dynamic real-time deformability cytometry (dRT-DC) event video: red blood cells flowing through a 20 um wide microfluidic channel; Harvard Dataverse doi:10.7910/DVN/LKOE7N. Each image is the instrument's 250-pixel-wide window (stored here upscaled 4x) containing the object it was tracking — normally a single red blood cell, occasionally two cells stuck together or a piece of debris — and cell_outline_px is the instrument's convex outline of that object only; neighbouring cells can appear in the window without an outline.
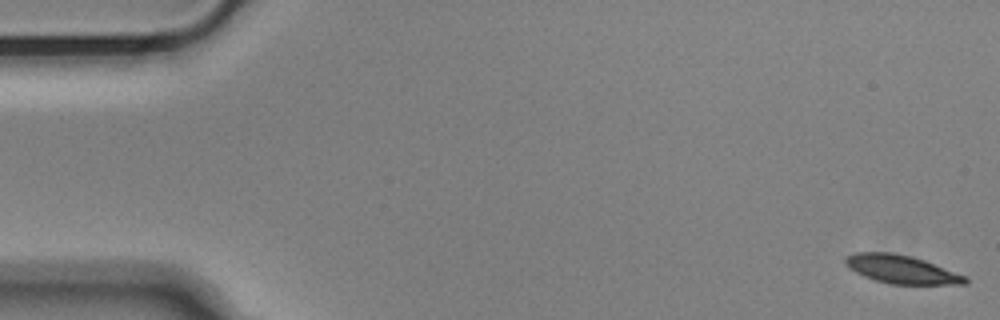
{"species": "Egyptian fruit bat (a non-hibernating species)", "species_latin": "Rousettus aegyptiacus", "temperature_condition": "cold", "stored_images_in_passage": 56, "segment_of_instrument_passage": [1, 2], "camera_frame_rate_fps": 3000, "um_per_image_px": 0.085, "animal": {"sex": "male"}, "frame": {"image": 1, "passage_image": 1, "time_ms": 0.0, "image_size_px": [1000, 320], "cell_outline_px": [[968, 284], [888, 284], [864, 276], [848, 268], [844, 264], [844, 260], [848, 256], [856, 252], [892, 252], [924, 260], [968, 276]], "centroid_in_image_um": [76.64, 22.9], "position_along_channel_um": 8.4, "area_um2": 19.77}}
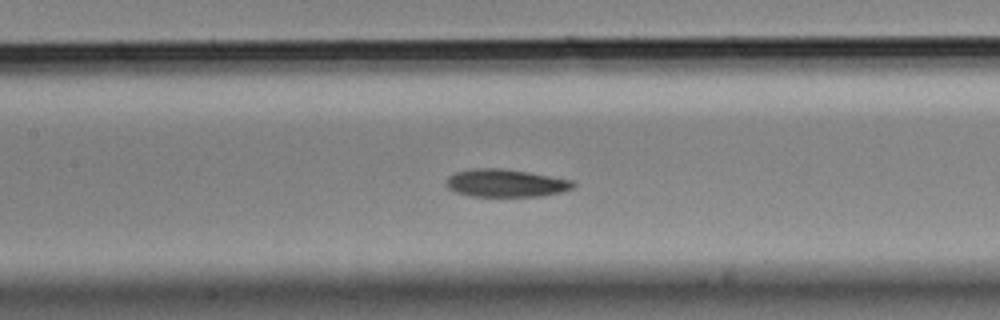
{"frame": {"image": 2, "passage_image": 25, "time_ms": 8.0, "image_size_px": [1000, 320], "cell_outline_px": [[576, 184], [572, 188], [560, 192], [540, 196], [468, 196], [456, 192], [448, 188], [444, 184], [448, 176], [456, 172], [472, 168], [500, 168], [528, 172], [572, 180]], "centroid_in_image_um": [42.94, 15.56], "position_along_channel_um": 164.5, "area_um2": 20.52}}
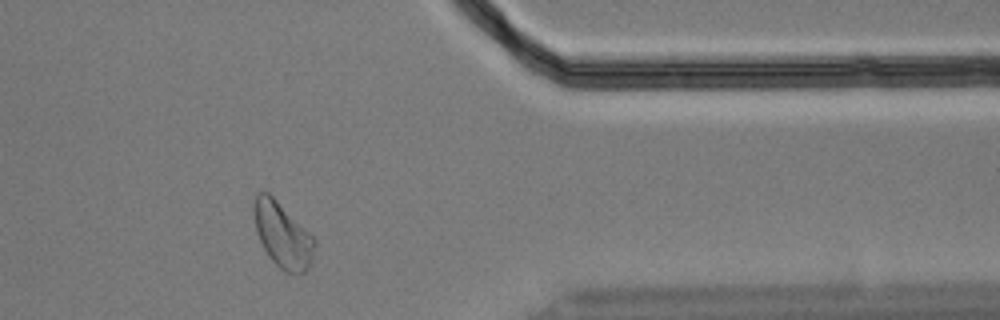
{"frame": {"image": 3, "passage_image": 45, "time_ms": 14.667, "image_size_px": [1000, 320], "cell_outline_px": [[316, 244], [312, 260], [308, 268], [304, 272], [288, 272], [280, 268], [268, 256], [260, 240], [256, 228], [252, 208], [256, 192], [268, 192], [316, 240]], "centroid_in_image_um": [24.0, 19.97], "position_along_channel_um": 387.4, "area_um2": 22.54}}